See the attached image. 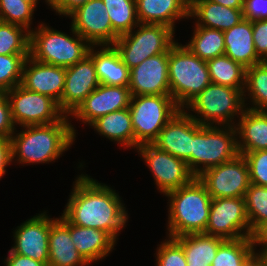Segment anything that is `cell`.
<instances>
[{
  "instance_id": "1",
  "label": "cell",
  "mask_w": 267,
  "mask_h": 266,
  "mask_svg": "<svg viewBox=\"0 0 267 266\" xmlns=\"http://www.w3.org/2000/svg\"><path fill=\"white\" fill-rule=\"evenodd\" d=\"M74 183L62 216L73 225L104 230L116 241L128 220L119 195L87 174Z\"/></svg>"
},
{
  "instance_id": "2",
  "label": "cell",
  "mask_w": 267,
  "mask_h": 266,
  "mask_svg": "<svg viewBox=\"0 0 267 266\" xmlns=\"http://www.w3.org/2000/svg\"><path fill=\"white\" fill-rule=\"evenodd\" d=\"M69 117L51 124L23 126L20 133L14 132L10 138L12 161L17 157L19 164L51 163L60 158L75 141Z\"/></svg>"
},
{
  "instance_id": "3",
  "label": "cell",
  "mask_w": 267,
  "mask_h": 266,
  "mask_svg": "<svg viewBox=\"0 0 267 266\" xmlns=\"http://www.w3.org/2000/svg\"><path fill=\"white\" fill-rule=\"evenodd\" d=\"M165 195L170 201L167 228L169 237L205 232L212 198L197 177Z\"/></svg>"
},
{
  "instance_id": "4",
  "label": "cell",
  "mask_w": 267,
  "mask_h": 266,
  "mask_svg": "<svg viewBox=\"0 0 267 266\" xmlns=\"http://www.w3.org/2000/svg\"><path fill=\"white\" fill-rule=\"evenodd\" d=\"M168 73L170 94L180 109L211 83L207 62L178 42L169 50Z\"/></svg>"
},
{
  "instance_id": "5",
  "label": "cell",
  "mask_w": 267,
  "mask_h": 266,
  "mask_svg": "<svg viewBox=\"0 0 267 266\" xmlns=\"http://www.w3.org/2000/svg\"><path fill=\"white\" fill-rule=\"evenodd\" d=\"M39 25L35 31H30L29 56L32 59L67 68L88 55L91 45L72 26L71 31L74 35L70 37L43 22Z\"/></svg>"
},
{
  "instance_id": "6",
  "label": "cell",
  "mask_w": 267,
  "mask_h": 266,
  "mask_svg": "<svg viewBox=\"0 0 267 266\" xmlns=\"http://www.w3.org/2000/svg\"><path fill=\"white\" fill-rule=\"evenodd\" d=\"M237 140L235 126L224 127L197 123L193 127V175L198 177L205 170L237 157L239 155Z\"/></svg>"
},
{
  "instance_id": "7",
  "label": "cell",
  "mask_w": 267,
  "mask_h": 266,
  "mask_svg": "<svg viewBox=\"0 0 267 266\" xmlns=\"http://www.w3.org/2000/svg\"><path fill=\"white\" fill-rule=\"evenodd\" d=\"M244 90L210 83L185 108L197 113L187 112L201 125L235 126L234 117L247 107Z\"/></svg>"
},
{
  "instance_id": "8",
  "label": "cell",
  "mask_w": 267,
  "mask_h": 266,
  "mask_svg": "<svg viewBox=\"0 0 267 266\" xmlns=\"http://www.w3.org/2000/svg\"><path fill=\"white\" fill-rule=\"evenodd\" d=\"M179 110L171 95L132 96L129 111L134 130V148L152 144Z\"/></svg>"
},
{
  "instance_id": "9",
  "label": "cell",
  "mask_w": 267,
  "mask_h": 266,
  "mask_svg": "<svg viewBox=\"0 0 267 266\" xmlns=\"http://www.w3.org/2000/svg\"><path fill=\"white\" fill-rule=\"evenodd\" d=\"M139 29L120 35L113 43L124 64L132 69L157 54L169 52L176 43L175 31L164 25L140 24Z\"/></svg>"
},
{
  "instance_id": "10",
  "label": "cell",
  "mask_w": 267,
  "mask_h": 266,
  "mask_svg": "<svg viewBox=\"0 0 267 266\" xmlns=\"http://www.w3.org/2000/svg\"><path fill=\"white\" fill-rule=\"evenodd\" d=\"M14 124L21 127L60 121L65 114L49 96L25 89L20 84L7 92Z\"/></svg>"
},
{
  "instance_id": "11",
  "label": "cell",
  "mask_w": 267,
  "mask_h": 266,
  "mask_svg": "<svg viewBox=\"0 0 267 266\" xmlns=\"http://www.w3.org/2000/svg\"><path fill=\"white\" fill-rule=\"evenodd\" d=\"M251 233L244 197L212 199L204 234L234 240Z\"/></svg>"
},
{
  "instance_id": "12",
  "label": "cell",
  "mask_w": 267,
  "mask_h": 266,
  "mask_svg": "<svg viewBox=\"0 0 267 266\" xmlns=\"http://www.w3.org/2000/svg\"><path fill=\"white\" fill-rule=\"evenodd\" d=\"M212 199L244 197L251 185L248 164L243 155L209 168L197 177Z\"/></svg>"
},
{
  "instance_id": "13",
  "label": "cell",
  "mask_w": 267,
  "mask_h": 266,
  "mask_svg": "<svg viewBox=\"0 0 267 266\" xmlns=\"http://www.w3.org/2000/svg\"><path fill=\"white\" fill-rule=\"evenodd\" d=\"M136 149L153 173L157 189L164 195L195 178L186 161L158 149L153 144L139 145Z\"/></svg>"
},
{
  "instance_id": "14",
  "label": "cell",
  "mask_w": 267,
  "mask_h": 266,
  "mask_svg": "<svg viewBox=\"0 0 267 266\" xmlns=\"http://www.w3.org/2000/svg\"><path fill=\"white\" fill-rule=\"evenodd\" d=\"M106 10L102 0H89L68 16L73 29L91 46L113 45L119 37Z\"/></svg>"
},
{
  "instance_id": "15",
  "label": "cell",
  "mask_w": 267,
  "mask_h": 266,
  "mask_svg": "<svg viewBox=\"0 0 267 266\" xmlns=\"http://www.w3.org/2000/svg\"><path fill=\"white\" fill-rule=\"evenodd\" d=\"M168 60L169 52H165L151 56L130 69L128 87L131 95H171Z\"/></svg>"
},
{
  "instance_id": "16",
  "label": "cell",
  "mask_w": 267,
  "mask_h": 266,
  "mask_svg": "<svg viewBox=\"0 0 267 266\" xmlns=\"http://www.w3.org/2000/svg\"><path fill=\"white\" fill-rule=\"evenodd\" d=\"M99 85L95 64L89 55L67 67L60 110L70 116Z\"/></svg>"
},
{
  "instance_id": "17",
  "label": "cell",
  "mask_w": 267,
  "mask_h": 266,
  "mask_svg": "<svg viewBox=\"0 0 267 266\" xmlns=\"http://www.w3.org/2000/svg\"><path fill=\"white\" fill-rule=\"evenodd\" d=\"M49 232L50 217L46 212L33 216L17 227L13 235L15 243L10 250L48 266Z\"/></svg>"
},
{
  "instance_id": "18",
  "label": "cell",
  "mask_w": 267,
  "mask_h": 266,
  "mask_svg": "<svg viewBox=\"0 0 267 266\" xmlns=\"http://www.w3.org/2000/svg\"><path fill=\"white\" fill-rule=\"evenodd\" d=\"M197 123L185 109H180L160 131L152 144L186 161L192 172L193 127Z\"/></svg>"
},
{
  "instance_id": "19",
  "label": "cell",
  "mask_w": 267,
  "mask_h": 266,
  "mask_svg": "<svg viewBox=\"0 0 267 266\" xmlns=\"http://www.w3.org/2000/svg\"><path fill=\"white\" fill-rule=\"evenodd\" d=\"M131 97L128 86L100 84L83 100L71 116L90 125L98 117L129 108Z\"/></svg>"
},
{
  "instance_id": "20",
  "label": "cell",
  "mask_w": 267,
  "mask_h": 266,
  "mask_svg": "<svg viewBox=\"0 0 267 266\" xmlns=\"http://www.w3.org/2000/svg\"><path fill=\"white\" fill-rule=\"evenodd\" d=\"M65 74V67L42 63L29 56L23 65L20 85L32 92L51 97L60 108Z\"/></svg>"
},
{
  "instance_id": "21",
  "label": "cell",
  "mask_w": 267,
  "mask_h": 266,
  "mask_svg": "<svg viewBox=\"0 0 267 266\" xmlns=\"http://www.w3.org/2000/svg\"><path fill=\"white\" fill-rule=\"evenodd\" d=\"M140 24L164 25L175 30V20L189 18L190 0H135Z\"/></svg>"
},
{
  "instance_id": "22",
  "label": "cell",
  "mask_w": 267,
  "mask_h": 266,
  "mask_svg": "<svg viewBox=\"0 0 267 266\" xmlns=\"http://www.w3.org/2000/svg\"><path fill=\"white\" fill-rule=\"evenodd\" d=\"M86 266L88 263L76 250L69 222L63 217L50 218L48 266Z\"/></svg>"
},
{
  "instance_id": "23",
  "label": "cell",
  "mask_w": 267,
  "mask_h": 266,
  "mask_svg": "<svg viewBox=\"0 0 267 266\" xmlns=\"http://www.w3.org/2000/svg\"><path fill=\"white\" fill-rule=\"evenodd\" d=\"M235 128L240 155L267 150V111L245 108Z\"/></svg>"
},
{
  "instance_id": "24",
  "label": "cell",
  "mask_w": 267,
  "mask_h": 266,
  "mask_svg": "<svg viewBox=\"0 0 267 266\" xmlns=\"http://www.w3.org/2000/svg\"><path fill=\"white\" fill-rule=\"evenodd\" d=\"M189 17L196 18L197 26L224 32L244 19V14L243 9H233L209 0H190Z\"/></svg>"
},
{
  "instance_id": "25",
  "label": "cell",
  "mask_w": 267,
  "mask_h": 266,
  "mask_svg": "<svg viewBox=\"0 0 267 266\" xmlns=\"http://www.w3.org/2000/svg\"><path fill=\"white\" fill-rule=\"evenodd\" d=\"M223 33L226 56L245 68L262 62L254 46L252 21L244 18Z\"/></svg>"
},
{
  "instance_id": "26",
  "label": "cell",
  "mask_w": 267,
  "mask_h": 266,
  "mask_svg": "<svg viewBox=\"0 0 267 266\" xmlns=\"http://www.w3.org/2000/svg\"><path fill=\"white\" fill-rule=\"evenodd\" d=\"M69 232L76 250L88 264L105 258L115 246L116 241L101 229L69 223Z\"/></svg>"
},
{
  "instance_id": "27",
  "label": "cell",
  "mask_w": 267,
  "mask_h": 266,
  "mask_svg": "<svg viewBox=\"0 0 267 266\" xmlns=\"http://www.w3.org/2000/svg\"><path fill=\"white\" fill-rule=\"evenodd\" d=\"M91 46L88 55L93 59L100 84L109 86H128L130 69L121 60L113 45Z\"/></svg>"
},
{
  "instance_id": "28",
  "label": "cell",
  "mask_w": 267,
  "mask_h": 266,
  "mask_svg": "<svg viewBox=\"0 0 267 266\" xmlns=\"http://www.w3.org/2000/svg\"><path fill=\"white\" fill-rule=\"evenodd\" d=\"M175 239L182 245L187 266H211L219 246L225 241L204 233L182 235Z\"/></svg>"
},
{
  "instance_id": "29",
  "label": "cell",
  "mask_w": 267,
  "mask_h": 266,
  "mask_svg": "<svg viewBox=\"0 0 267 266\" xmlns=\"http://www.w3.org/2000/svg\"><path fill=\"white\" fill-rule=\"evenodd\" d=\"M90 126L99 134L123 147L134 148V130L129 108L98 117Z\"/></svg>"
},
{
  "instance_id": "30",
  "label": "cell",
  "mask_w": 267,
  "mask_h": 266,
  "mask_svg": "<svg viewBox=\"0 0 267 266\" xmlns=\"http://www.w3.org/2000/svg\"><path fill=\"white\" fill-rule=\"evenodd\" d=\"M186 47L202 60L225 55L224 33L221 30L197 26Z\"/></svg>"
},
{
  "instance_id": "31",
  "label": "cell",
  "mask_w": 267,
  "mask_h": 266,
  "mask_svg": "<svg viewBox=\"0 0 267 266\" xmlns=\"http://www.w3.org/2000/svg\"><path fill=\"white\" fill-rule=\"evenodd\" d=\"M211 83L245 89L246 68L226 55L206 61Z\"/></svg>"
},
{
  "instance_id": "32",
  "label": "cell",
  "mask_w": 267,
  "mask_h": 266,
  "mask_svg": "<svg viewBox=\"0 0 267 266\" xmlns=\"http://www.w3.org/2000/svg\"><path fill=\"white\" fill-rule=\"evenodd\" d=\"M254 256L250 237L225 240L219 246L211 266H245Z\"/></svg>"
},
{
  "instance_id": "33",
  "label": "cell",
  "mask_w": 267,
  "mask_h": 266,
  "mask_svg": "<svg viewBox=\"0 0 267 266\" xmlns=\"http://www.w3.org/2000/svg\"><path fill=\"white\" fill-rule=\"evenodd\" d=\"M244 90V102L246 101V92L250 97L253 107L249 109L267 111V63L254 64L246 68Z\"/></svg>"
},
{
  "instance_id": "34",
  "label": "cell",
  "mask_w": 267,
  "mask_h": 266,
  "mask_svg": "<svg viewBox=\"0 0 267 266\" xmlns=\"http://www.w3.org/2000/svg\"><path fill=\"white\" fill-rule=\"evenodd\" d=\"M106 6L112 29L120 36L139 25L135 0H102Z\"/></svg>"
},
{
  "instance_id": "35",
  "label": "cell",
  "mask_w": 267,
  "mask_h": 266,
  "mask_svg": "<svg viewBox=\"0 0 267 266\" xmlns=\"http://www.w3.org/2000/svg\"><path fill=\"white\" fill-rule=\"evenodd\" d=\"M30 31L13 23H0V54H29Z\"/></svg>"
},
{
  "instance_id": "36",
  "label": "cell",
  "mask_w": 267,
  "mask_h": 266,
  "mask_svg": "<svg viewBox=\"0 0 267 266\" xmlns=\"http://www.w3.org/2000/svg\"><path fill=\"white\" fill-rule=\"evenodd\" d=\"M244 201L252 232L259 224L267 221V187L251 183L245 192Z\"/></svg>"
},
{
  "instance_id": "37",
  "label": "cell",
  "mask_w": 267,
  "mask_h": 266,
  "mask_svg": "<svg viewBox=\"0 0 267 266\" xmlns=\"http://www.w3.org/2000/svg\"><path fill=\"white\" fill-rule=\"evenodd\" d=\"M29 54H0V89L8 92L21 83L23 65Z\"/></svg>"
},
{
  "instance_id": "38",
  "label": "cell",
  "mask_w": 267,
  "mask_h": 266,
  "mask_svg": "<svg viewBox=\"0 0 267 266\" xmlns=\"http://www.w3.org/2000/svg\"><path fill=\"white\" fill-rule=\"evenodd\" d=\"M35 8L22 0H0V15L3 22L13 23L31 31L32 16Z\"/></svg>"
},
{
  "instance_id": "39",
  "label": "cell",
  "mask_w": 267,
  "mask_h": 266,
  "mask_svg": "<svg viewBox=\"0 0 267 266\" xmlns=\"http://www.w3.org/2000/svg\"><path fill=\"white\" fill-rule=\"evenodd\" d=\"M157 266H187L182 245L172 237L157 247Z\"/></svg>"
},
{
  "instance_id": "40",
  "label": "cell",
  "mask_w": 267,
  "mask_h": 266,
  "mask_svg": "<svg viewBox=\"0 0 267 266\" xmlns=\"http://www.w3.org/2000/svg\"><path fill=\"white\" fill-rule=\"evenodd\" d=\"M252 184L267 187V150L247 152L243 154Z\"/></svg>"
},
{
  "instance_id": "41",
  "label": "cell",
  "mask_w": 267,
  "mask_h": 266,
  "mask_svg": "<svg viewBox=\"0 0 267 266\" xmlns=\"http://www.w3.org/2000/svg\"><path fill=\"white\" fill-rule=\"evenodd\" d=\"M253 41L258 58L267 60V20L252 21Z\"/></svg>"
},
{
  "instance_id": "42",
  "label": "cell",
  "mask_w": 267,
  "mask_h": 266,
  "mask_svg": "<svg viewBox=\"0 0 267 266\" xmlns=\"http://www.w3.org/2000/svg\"><path fill=\"white\" fill-rule=\"evenodd\" d=\"M243 14L250 21L267 20V0H244Z\"/></svg>"
},
{
  "instance_id": "43",
  "label": "cell",
  "mask_w": 267,
  "mask_h": 266,
  "mask_svg": "<svg viewBox=\"0 0 267 266\" xmlns=\"http://www.w3.org/2000/svg\"><path fill=\"white\" fill-rule=\"evenodd\" d=\"M14 130L16 128L11 116L10 103L6 97L0 103V138L10 139Z\"/></svg>"
},
{
  "instance_id": "44",
  "label": "cell",
  "mask_w": 267,
  "mask_h": 266,
  "mask_svg": "<svg viewBox=\"0 0 267 266\" xmlns=\"http://www.w3.org/2000/svg\"><path fill=\"white\" fill-rule=\"evenodd\" d=\"M89 0H47L48 3L56 13L59 15L69 16L78 7L84 5Z\"/></svg>"
},
{
  "instance_id": "45",
  "label": "cell",
  "mask_w": 267,
  "mask_h": 266,
  "mask_svg": "<svg viewBox=\"0 0 267 266\" xmlns=\"http://www.w3.org/2000/svg\"><path fill=\"white\" fill-rule=\"evenodd\" d=\"M250 239L254 250L256 249L255 246L257 244L262 245L261 252L259 251L258 253H256L254 251V254L256 256H262L267 251V221H264L263 223L259 224L252 231Z\"/></svg>"
},
{
  "instance_id": "46",
  "label": "cell",
  "mask_w": 267,
  "mask_h": 266,
  "mask_svg": "<svg viewBox=\"0 0 267 266\" xmlns=\"http://www.w3.org/2000/svg\"><path fill=\"white\" fill-rule=\"evenodd\" d=\"M12 162L11 140L0 138V179L6 172V167Z\"/></svg>"
},
{
  "instance_id": "47",
  "label": "cell",
  "mask_w": 267,
  "mask_h": 266,
  "mask_svg": "<svg viewBox=\"0 0 267 266\" xmlns=\"http://www.w3.org/2000/svg\"><path fill=\"white\" fill-rule=\"evenodd\" d=\"M9 256L5 259V266H47L44 263L31 259L27 256L13 253L11 250L8 252Z\"/></svg>"
},
{
  "instance_id": "48",
  "label": "cell",
  "mask_w": 267,
  "mask_h": 266,
  "mask_svg": "<svg viewBox=\"0 0 267 266\" xmlns=\"http://www.w3.org/2000/svg\"><path fill=\"white\" fill-rule=\"evenodd\" d=\"M211 2L221 4L226 7H230L233 9H243V1L244 0H209Z\"/></svg>"
},
{
  "instance_id": "49",
  "label": "cell",
  "mask_w": 267,
  "mask_h": 266,
  "mask_svg": "<svg viewBox=\"0 0 267 266\" xmlns=\"http://www.w3.org/2000/svg\"><path fill=\"white\" fill-rule=\"evenodd\" d=\"M245 266H266L261 256H254Z\"/></svg>"
},
{
  "instance_id": "50",
  "label": "cell",
  "mask_w": 267,
  "mask_h": 266,
  "mask_svg": "<svg viewBox=\"0 0 267 266\" xmlns=\"http://www.w3.org/2000/svg\"><path fill=\"white\" fill-rule=\"evenodd\" d=\"M7 97V92L3 89H0V103Z\"/></svg>"
},
{
  "instance_id": "51",
  "label": "cell",
  "mask_w": 267,
  "mask_h": 266,
  "mask_svg": "<svg viewBox=\"0 0 267 266\" xmlns=\"http://www.w3.org/2000/svg\"><path fill=\"white\" fill-rule=\"evenodd\" d=\"M22 1H25V2H29L34 8H36L37 4H38V0H22ZM45 2H47V0H45Z\"/></svg>"
},
{
  "instance_id": "52",
  "label": "cell",
  "mask_w": 267,
  "mask_h": 266,
  "mask_svg": "<svg viewBox=\"0 0 267 266\" xmlns=\"http://www.w3.org/2000/svg\"><path fill=\"white\" fill-rule=\"evenodd\" d=\"M261 258L264 260L265 265L267 266V251L261 256Z\"/></svg>"
}]
</instances>
